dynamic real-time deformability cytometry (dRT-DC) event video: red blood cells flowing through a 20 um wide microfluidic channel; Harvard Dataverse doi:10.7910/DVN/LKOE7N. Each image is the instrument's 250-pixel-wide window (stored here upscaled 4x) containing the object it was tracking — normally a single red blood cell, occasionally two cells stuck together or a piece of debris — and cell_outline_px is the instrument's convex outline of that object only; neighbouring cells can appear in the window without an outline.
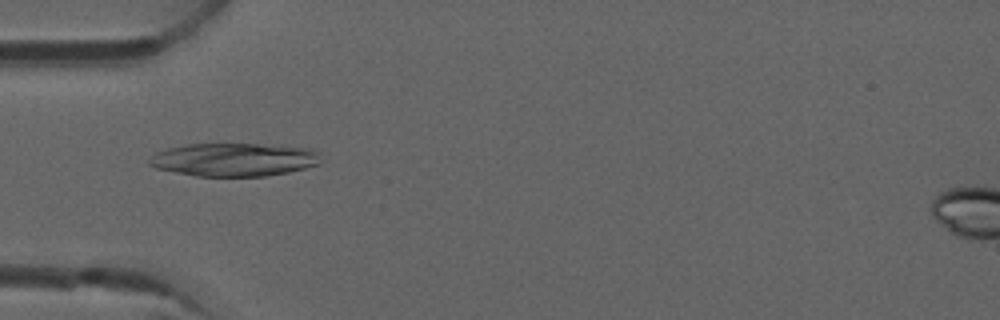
{"species": "common noctule bat (a hibernating species)", "species_latin": "Nyctalus noctula", "temperature_condition": "room temperature", "stored_images_in_passage": 7, "camera_frame_rate_fps": 3000, "um_per_image_px": 0.085, "animal": {"sex": "male", "forearm_length_mm": 52.5}, "frame": {"image": 1, "passage_image": 5, "time_ms": 1.333, "image_size_px": [1000, 320], "cell_outline_px": [[324, 160], [320, 164], [288, 172], [264, 176], [196, 176], [156, 168], [148, 164], [148, 160], [156, 152], [168, 148], [188, 144], [256, 144], [312, 148]], "centroid_in_image_um": [19.91, 13.57], "position_along_channel_um": 65.1, "area_um2": 33.18}}
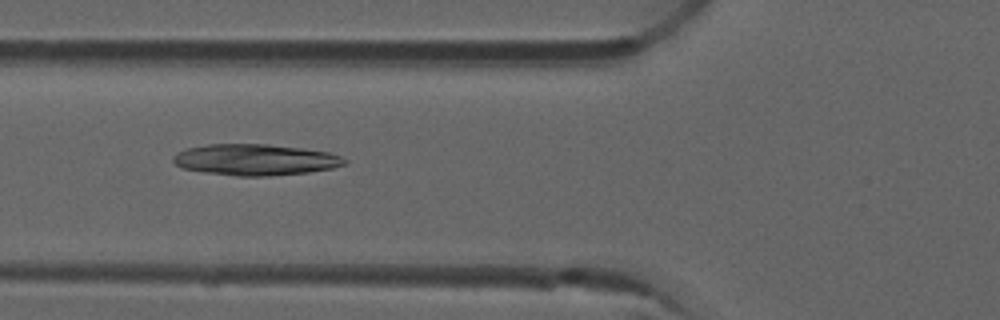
{"frame": {"image": 2, "passage_image": 6, "time_ms": 1.667, "image_size_px": [1000, 320], "cell_outline_px": [[348, 164], [332, 168], [308, 172], [268, 176], [236, 176], [204, 172], [180, 168], [172, 160], [172, 156], [176, 152], [188, 148], [208, 144], [268, 144], [300, 148], [328, 152], [340, 156], [348, 160]], "centroid_in_image_um": [21.68, 13.58], "position_along_channel_um": 104.1, "area_um2": 31.27}}
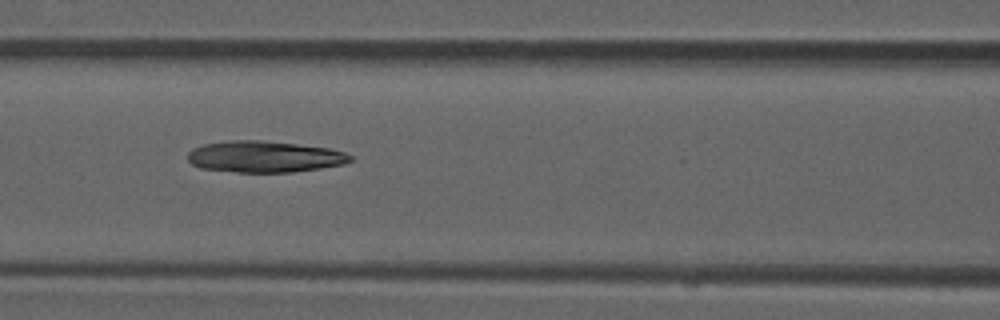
{"frame": {"image": 3, "passage_image": 7, "time_ms": 2.0, "image_size_px": [1000, 320], "cell_outline_px": [[352, 160], [344, 164], [320, 168], [292, 172], [236, 172], [200, 168], [192, 164], [188, 160], [188, 152], [192, 148], [204, 144], [232, 140], [260, 140], [296, 144], [328, 148], [344, 152], [352, 156]], "centroid_in_image_um": [22.45, 13.32], "position_along_channel_um": 144.1, "area_um2": 29.65}}